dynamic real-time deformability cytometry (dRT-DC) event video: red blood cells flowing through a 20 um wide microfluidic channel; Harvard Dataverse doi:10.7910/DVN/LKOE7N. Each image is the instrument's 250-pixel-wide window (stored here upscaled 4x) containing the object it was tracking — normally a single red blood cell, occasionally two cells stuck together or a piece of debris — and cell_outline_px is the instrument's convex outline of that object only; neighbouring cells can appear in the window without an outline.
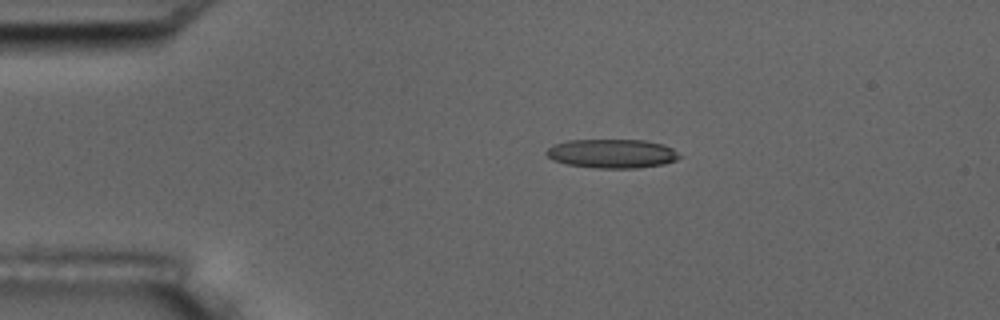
{"species": "common noctule bat (a hibernating species)", "species_latin": "Nyctalus noctula", "temperature_condition": "room temperature", "stored_images_in_passage": 3, "camera_frame_rate_fps": 3000, "um_per_image_px": 0.085, "animal": {"sex": "male", "body_mass_g": 17.5, "forearm_length_mm": 52.3}, "frame": {"image": 1, "passage_image": 1, "time_ms": 0.0, "image_size_px": [1000, 320], "cell_outline_px": [[680, 156], [676, 160], [664, 164], [636, 168], [596, 168], [568, 164], [556, 160], [548, 156], [544, 152], [552, 144], [568, 140], [644, 140], [664, 144], [672, 148]], "centroid_in_image_um": [52.02, 13.04], "position_along_channel_um": 33.0, "area_um2": 22.37}}
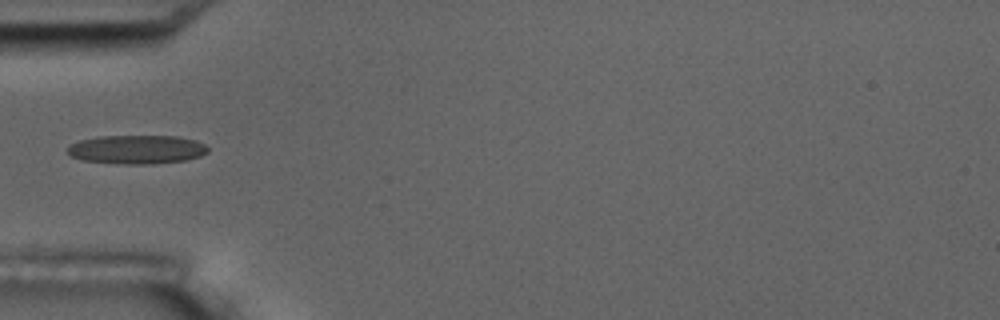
{"frame": {"image": 2, "passage_image": 3, "time_ms": 2.333, "image_size_px": [1000, 320], "cell_outline_px": [[208, 152], [200, 156], [184, 160], [152, 164], [116, 164], [84, 160], [72, 156], [68, 152], [68, 144], [80, 140], [100, 136], [176, 136], [196, 140], [204, 144], [208, 148]], "centroid_in_image_um": [11.62, 12.7], "position_along_channel_um": 73.4, "area_um2": 23.58}}